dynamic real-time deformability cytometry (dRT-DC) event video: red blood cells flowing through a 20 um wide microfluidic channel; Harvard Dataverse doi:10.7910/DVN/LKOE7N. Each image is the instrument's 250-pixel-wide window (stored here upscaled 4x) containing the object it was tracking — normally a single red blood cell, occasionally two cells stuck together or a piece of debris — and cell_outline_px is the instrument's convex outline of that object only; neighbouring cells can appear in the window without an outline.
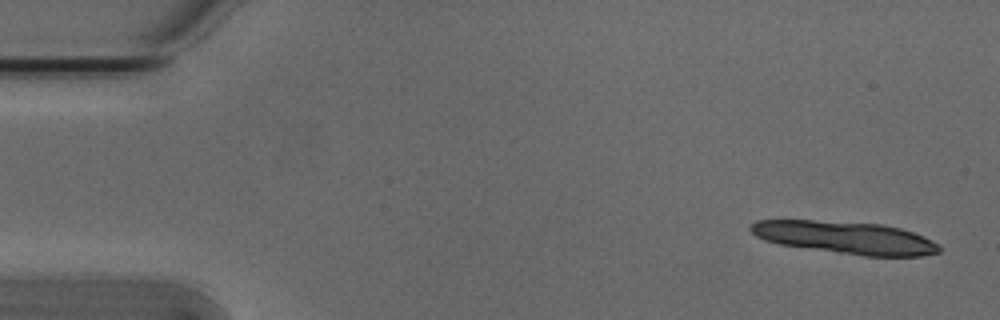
{"species": "Egyptian fruit bat (a non-hibernating species)", "species_latin": "Rousettus aegyptiacus", "temperature_condition": "cold", "stored_images_in_passage": 13, "camera_frame_rate_fps": 3000, "um_per_image_px": 0.085, "animal": {"sex": "male"}, "frame": {"image": 1, "passage_image": 2, "time_ms": 0.333, "image_size_px": [1000, 320], "cell_outline_px": [[944, 248], [940, 252], [920, 256], [864, 256], [780, 244], [764, 240], [756, 236], [748, 228], [756, 220], [812, 220], [884, 224], [900, 228], [912, 232], [932, 240], [940, 244]], "centroid_in_image_um": [71.9, 20.19], "position_along_channel_um": 13.1, "area_um2": 35.66}}